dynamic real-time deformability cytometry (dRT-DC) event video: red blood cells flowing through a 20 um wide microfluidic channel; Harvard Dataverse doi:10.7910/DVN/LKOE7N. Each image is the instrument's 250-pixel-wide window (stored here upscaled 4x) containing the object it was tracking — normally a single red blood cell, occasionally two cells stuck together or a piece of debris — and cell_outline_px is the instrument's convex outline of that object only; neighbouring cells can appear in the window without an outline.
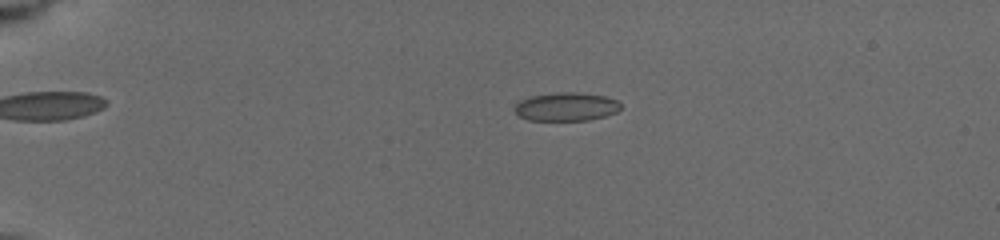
{"species": "common noctule bat (a hibernating species)", "species_latin": "Nyctalus noctula", "temperature_condition": "cold", "stored_images_in_passage": 22, "camera_frame_rate_fps": 3000, "um_per_image_px": 0.085, "animal": {"sex": "female", "body_mass_g": 19.5, "forearm_length_mm": 54.1}, "frame": {"image": 1, "passage_image": 8, "time_ms": 4.333, "image_size_px": [1000, 240], "cell_outline_px": [[620, 108], [616, 112], [604, 116], [588, 120], [528, 120], [516, 116], [512, 108], [520, 100], [528, 96], [556, 92], [576, 92], [604, 96], [616, 100], [620, 104]], "centroid_in_image_um": [48.04, 9.07], "position_along_channel_um": 37.0, "area_um2": 17.74}}
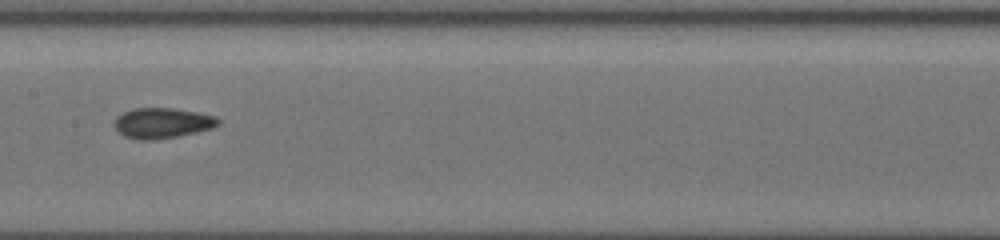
{"frame": {"image": 2, "passage_image": 14, "time_ms": 10.0, "image_size_px": [1000, 240], "cell_outline_px": [[220, 124], [212, 128], [196, 132], [156, 140], [136, 140], [124, 136], [112, 124], [116, 116], [132, 108], [172, 108], [196, 112], [216, 116], [220, 120]], "centroid_in_image_um": [13.77, 10.46], "position_along_channel_um": 193.6, "area_um2": 18.5}}
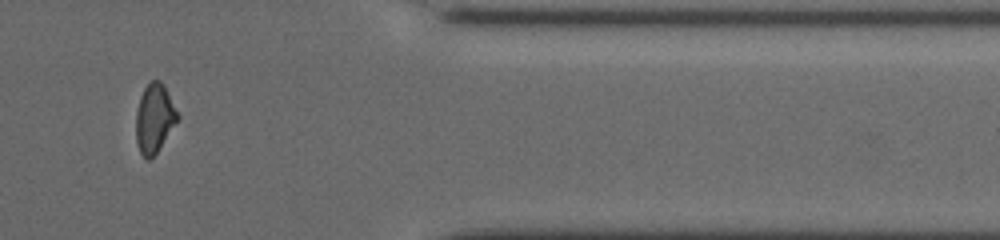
{"frame": {"image": 3, "passage_image": 20, "time_ms": 15.667, "image_size_px": [1000, 240], "cell_outline_px": [[180, 116], [156, 152], [148, 160], [140, 152], [136, 140], [136, 112], [140, 96], [144, 88], [152, 80], [160, 80], [164, 84]], "centroid_in_image_um": [13.12, 10.01], "position_along_channel_um": 398.3, "area_um2": 16.42}, "authors_computed_cell_mechanics": {"area_um2": 17.7157, "velocity_mm_per_s": 3.933, "shape_relaxation_time_tau1_ms": 6.1066, "shape_relaxation_time_tau2_ms": 1.417, "deformation_change_tau1": 0.1086, "deformation_change_tau2": 0.0405}}